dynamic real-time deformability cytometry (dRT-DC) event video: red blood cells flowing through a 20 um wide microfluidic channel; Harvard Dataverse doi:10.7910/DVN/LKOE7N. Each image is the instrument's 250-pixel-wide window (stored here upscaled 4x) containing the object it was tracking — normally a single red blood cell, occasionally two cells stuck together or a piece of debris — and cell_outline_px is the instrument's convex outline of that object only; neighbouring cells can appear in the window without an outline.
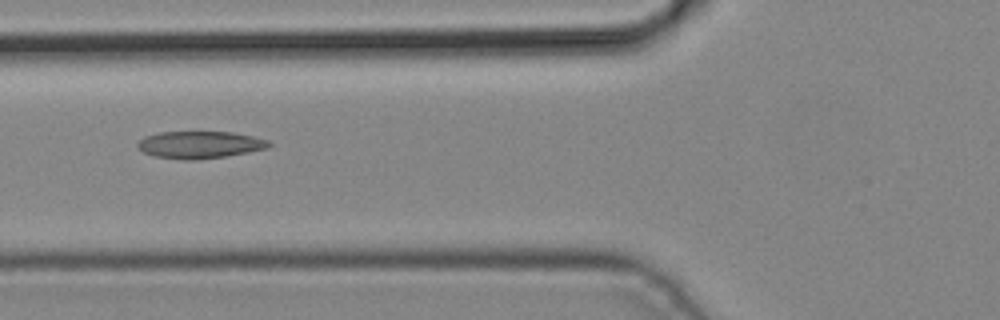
{"species": "common noctule bat (a hibernating species)", "species_latin": "Nyctalus noctula", "temperature_condition": "cold", "stored_images_in_passage": 5, "camera_frame_rate_fps": 3000, "um_per_image_px": 0.085, "animal": {"sex": "male", "body_mass_g": 19.2, "forearm_length_mm": 51.8}, "frame": {"image": 1, "passage_image": 5, "time_ms": 1.333, "image_size_px": [1000, 320], "cell_outline_px": [[272, 144], [268, 148], [228, 156], [196, 160], [184, 160], [152, 156], [136, 148], [136, 144], [144, 136], [160, 132], [232, 132], [252, 136], [268, 140]], "centroid_in_image_um": [16.96, 12.31], "position_along_channel_um": 108.8, "area_um2": 20.98}}